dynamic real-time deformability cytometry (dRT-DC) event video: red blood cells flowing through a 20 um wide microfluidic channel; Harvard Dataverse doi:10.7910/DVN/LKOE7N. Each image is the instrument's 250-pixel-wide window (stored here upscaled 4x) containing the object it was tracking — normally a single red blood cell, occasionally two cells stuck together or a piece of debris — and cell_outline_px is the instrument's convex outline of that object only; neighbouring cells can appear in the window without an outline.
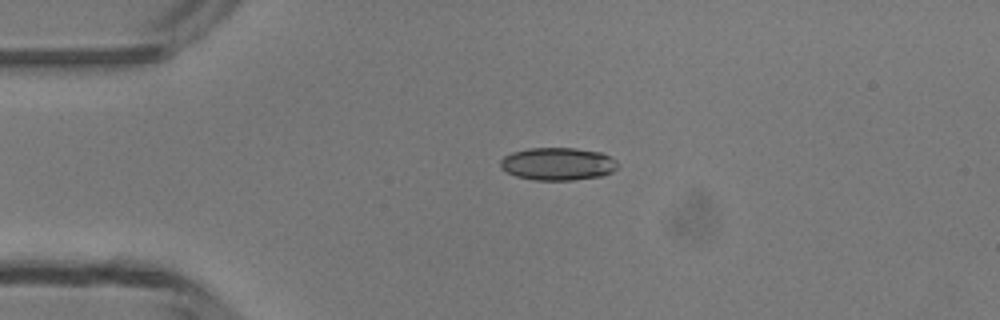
{"species": "common noctule bat (a hibernating species)", "species_latin": "Nyctalus noctula", "temperature_condition": "room temperature", "stored_images_in_passage": 2, "camera_frame_rate_fps": 3000, "um_per_image_px": 0.085, "animal": {"sex": "male", "body_mass_g": 13.3}, "frame": {"image": 1, "passage_image": 1, "time_ms": 0.0, "image_size_px": [1000, 320], "cell_outline_px": [[620, 164], [612, 172], [604, 176], [572, 180], [532, 180], [516, 176], [500, 168], [500, 160], [504, 156], [512, 152], [528, 148], [576, 148], [600, 152], [616, 160]], "centroid_in_image_um": [47.42, 13.93], "position_along_channel_um": 37.6, "area_um2": 22.54}}